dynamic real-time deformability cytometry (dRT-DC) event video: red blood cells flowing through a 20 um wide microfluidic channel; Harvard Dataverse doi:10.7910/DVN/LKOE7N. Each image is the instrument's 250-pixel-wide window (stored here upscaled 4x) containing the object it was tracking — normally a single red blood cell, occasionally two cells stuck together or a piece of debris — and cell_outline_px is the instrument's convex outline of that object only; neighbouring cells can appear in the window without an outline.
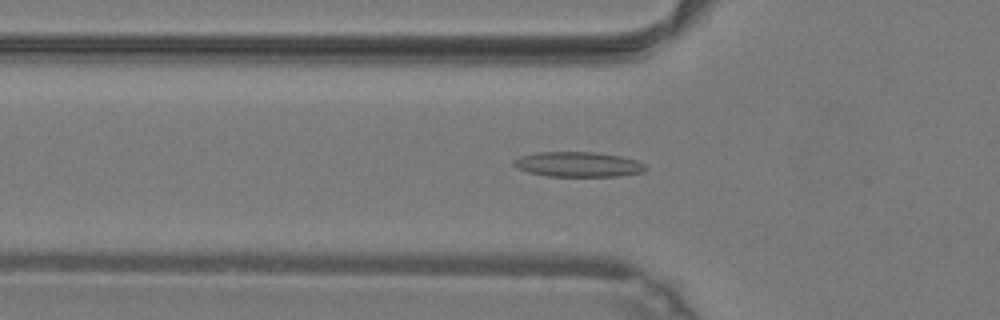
{"species": "common noctule bat (a hibernating species)", "species_latin": "Nyctalus noctula", "temperature_condition": "warm", "stored_images_in_passage": 49, "camera_frame_rate_fps": 3000, "um_per_image_px": 0.085, "animal": {"sex": "male", "body_mass_g": 19.2, "forearm_length_mm": 51.8}, "frame": {"image": 1, "passage_image": 17, "time_ms": 5.333, "image_size_px": [1000, 320], "cell_outline_px": [[648, 168], [644, 172], [620, 176], [548, 176], [528, 172], [516, 168], [512, 164], [512, 160], [520, 156], [536, 152], [596, 152], [620, 156], [636, 160], [644, 164]], "centroid_in_image_um": [49.13, 13.97], "position_along_channel_um": 76.7, "area_um2": 19.36}}
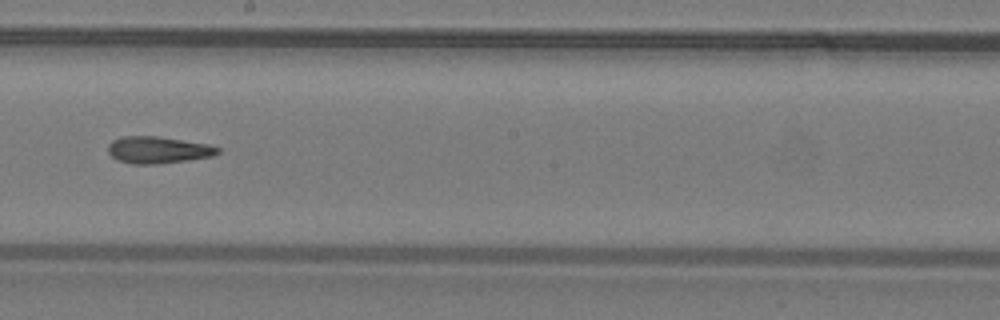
{"frame": {"image": 2, "passage_image": 28, "time_ms": 9.0, "image_size_px": [1000, 320], "cell_outline_px": [[220, 152], [212, 156], [188, 160], [156, 164], [132, 164], [116, 160], [108, 152], [108, 144], [112, 140], [124, 136], [156, 136], [208, 144], [220, 148]], "centroid_in_image_um": [13.41, 12.75], "position_along_channel_um": 234.8, "area_um2": 17.17}}
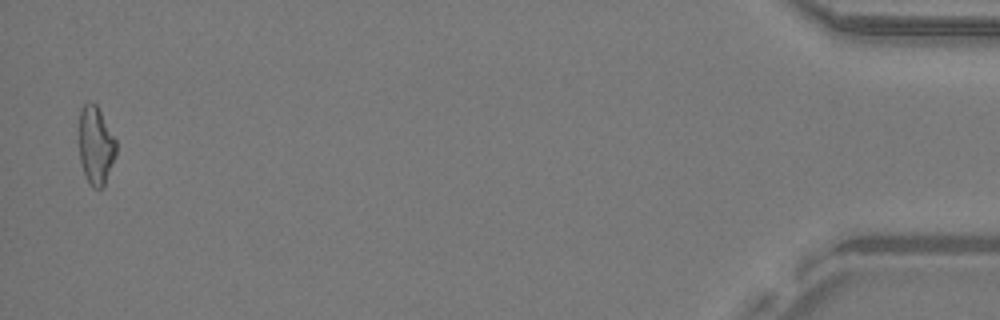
{"frame": {"image": 3, "passage_image": 48, "time_ms": 15.667, "image_size_px": [1000, 320], "cell_outline_px": [[116, 156], [104, 188], [92, 188], [88, 184], [80, 160], [80, 108], [84, 104], [96, 104], [116, 140]], "centroid_in_image_um": [8.16, 12.43], "position_along_channel_um": 427.0, "area_um2": 16.82}, "authors_computed_cell_mechanics": {"area_um2": 17.3978, "velocity_mm_per_s": 4.284, "shape_relaxation_time_tau1_ms": null, "shape_relaxation_time_tau2_ms": 5.6938, "deformation_change_tau1": null, "deformation_change_tau2": 0.1788}}